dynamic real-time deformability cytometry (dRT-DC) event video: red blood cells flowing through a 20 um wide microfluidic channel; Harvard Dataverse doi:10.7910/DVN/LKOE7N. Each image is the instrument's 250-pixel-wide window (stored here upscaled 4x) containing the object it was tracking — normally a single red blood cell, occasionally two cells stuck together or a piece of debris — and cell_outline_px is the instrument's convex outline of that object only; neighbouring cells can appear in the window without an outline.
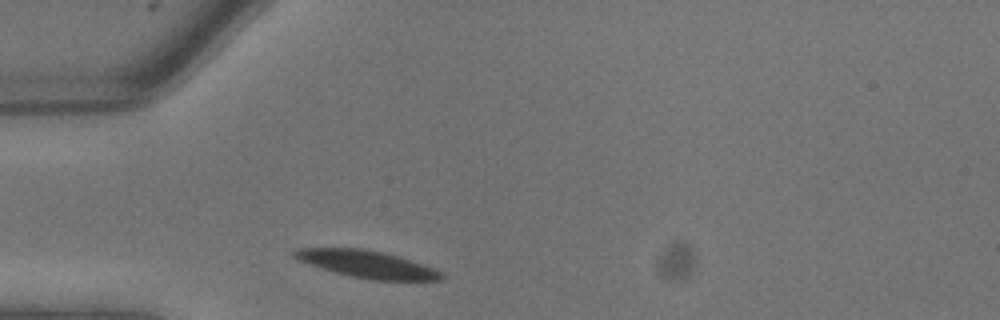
{"species": "common noctule bat (a hibernating species)", "species_latin": "Nyctalus noctula", "temperature_condition": "warm", "stored_images_in_passage": 7, "camera_frame_rate_fps": 3000, "um_per_image_px": 0.085, "animal": {"sex": "male", "body_mass_g": 13.3}, "frame": {"image": 1, "passage_image": 1, "time_ms": 0.0, "image_size_px": [1000, 320], "cell_outline_px": [[444, 276], [440, 280], [372, 280], [352, 276], [336, 272], [300, 260], [292, 256], [292, 252], [300, 248], [360, 248], [384, 252], [432, 268], [440, 272]], "centroid_in_image_um": [31.18, 22.45], "position_along_channel_um": 53.8, "area_um2": 22.54}}
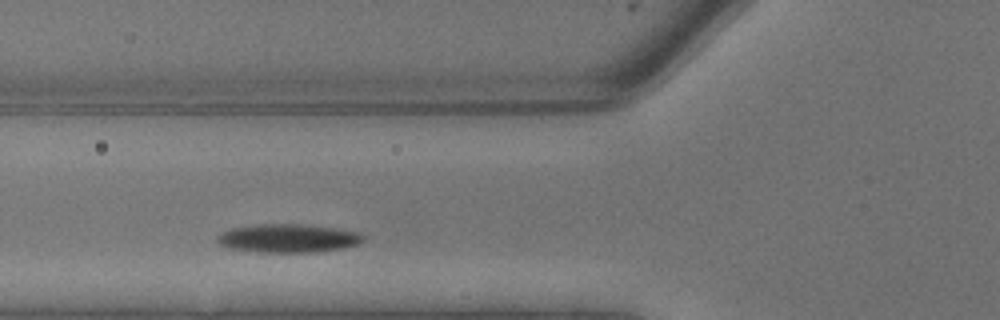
{"frame": {"image": 2, "passage_image": 3, "time_ms": 0.667, "image_size_px": [1000, 320], "cell_outline_px": [[364, 240], [360, 244], [340, 248], [316, 252], [256, 252], [232, 248], [220, 244], [216, 240], [216, 236], [220, 232], [232, 228], [260, 224], [304, 224], [360, 232], [364, 236]], "centroid_in_image_um": [24.49, 20.25], "position_along_channel_um": 101.3, "area_um2": 24.16}}
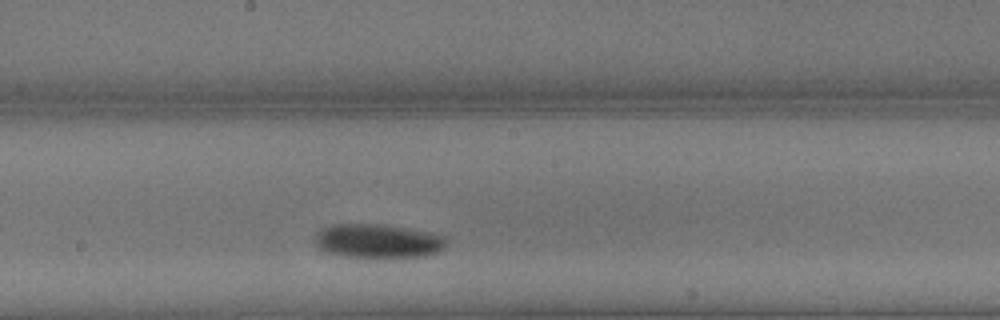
{"frame": {"image": 3, "passage_image": 7, "time_ms": 2.0, "image_size_px": [1000, 320], "cell_outline_px": [[448, 244], [444, 248], [436, 252], [424, 256], [340, 256], [324, 252], [312, 240], [312, 236], [316, 232], [332, 224], [384, 224], [432, 232], [448, 236]], "centroid_in_image_um": [32.12, 20.46], "position_along_channel_um": 216.1, "area_um2": 26.24}}